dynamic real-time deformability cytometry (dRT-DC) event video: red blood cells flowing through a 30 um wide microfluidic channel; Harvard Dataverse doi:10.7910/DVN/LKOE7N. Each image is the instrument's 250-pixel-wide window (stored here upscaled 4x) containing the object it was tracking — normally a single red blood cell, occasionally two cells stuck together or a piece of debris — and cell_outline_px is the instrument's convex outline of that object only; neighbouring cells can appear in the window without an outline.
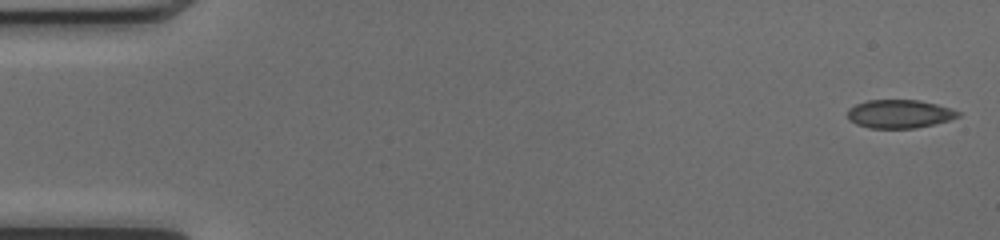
{"species": "common noctule bat (a hibernating species)", "species_latin": "Nyctalus noctula", "temperature_condition": "cold", "stored_images_in_passage": 50, "camera_frame_rate_fps": 3000, "um_per_image_px": 0.085, "animal": {"sex": "female", "body_mass_g": 17.0, "forearm_length_mm": 48.0}, "frame": {"image": 1, "passage_image": 1, "time_ms": 0.0, "image_size_px": [1000, 240], "cell_outline_px": [[960, 116], [948, 120], [932, 124], [912, 128], [868, 128], [856, 124], [848, 120], [848, 108], [856, 104], [868, 100], [920, 100], [952, 108], [960, 112]], "centroid_in_image_um": [76.43, 9.67], "position_along_channel_um": 8.6, "area_um2": 18.26}}
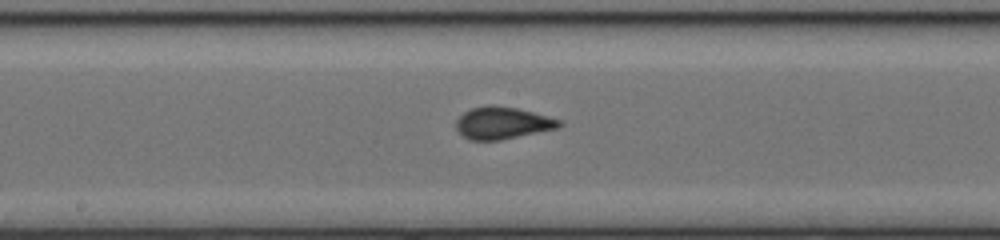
{"frame": {"image": 2, "passage_image": 26, "time_ms": 8.333, "image_size_px": [1000, 240], "cell_outline_px": [[564, 124], [560, 128], [500, 140], [468, 140], [456, 128], [456, 120], [464, 112], [472, 108], [488, 104], [492, 104], [516, 108], [548, 116], [560, 120]], "centroid_in_image_um": [42.73, 10.45], "position_along_channel_um": 205.5, "area_um2": 19.36}}
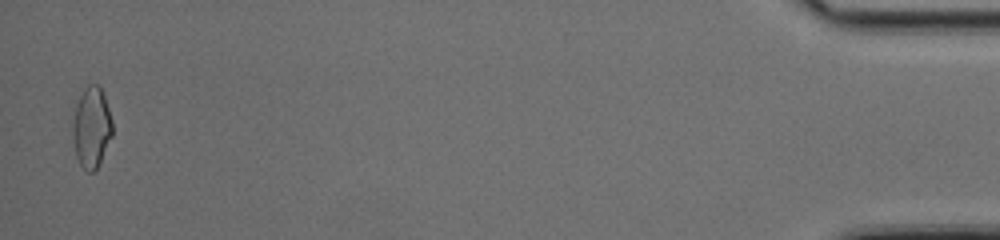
{"frame": {"image": 3, "passage_image": 49, "time_ms": 16.0, "image_size_px": [1000, 240], "cell_outline_px": [[112, 136], [96, 168], [92, 172], [88, 172], [80, 164], [76, 156], [72, 136], [72, 120], [76, 104], [84, 88], [88, 84], [96, 84], [100, 88], [104, 96], [112, 120]], "centroid_in_image_um": [7.76, 10.81], "position_along_channel_um": 427.4, "area_um2": 18.5}, "authors_computed_cell_mechanics": {"area_um2": 18.5538, "velocity_mm_per_s": 4.1421, "shape_relaxation_time_tau1_ms": 10.7091, "shape_relaxation_time_tau2_ms": null, "deformation_change_tau1": 0.2342, "deformation_change_tau2": null}}